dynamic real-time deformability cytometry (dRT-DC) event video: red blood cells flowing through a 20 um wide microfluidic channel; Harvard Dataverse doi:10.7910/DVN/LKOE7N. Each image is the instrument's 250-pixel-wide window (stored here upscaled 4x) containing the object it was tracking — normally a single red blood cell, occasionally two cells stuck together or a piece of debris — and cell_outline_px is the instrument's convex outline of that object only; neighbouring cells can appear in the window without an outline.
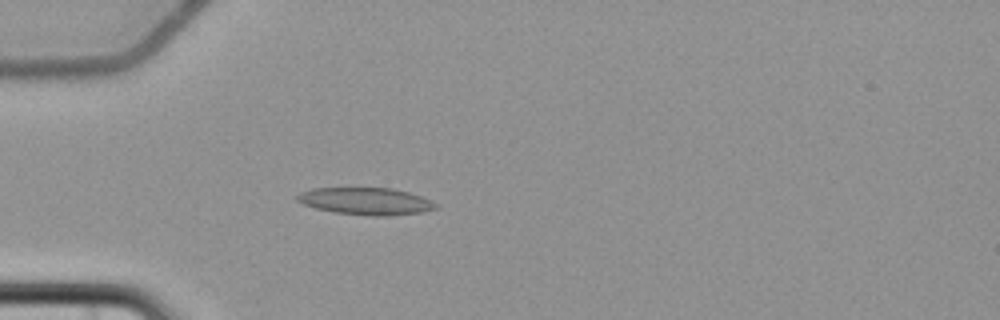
{"species": "common noctule bat (a hibernating species)", "species_latin": "Nyctalus noctula", "temperature_condition": "cold", "stored_images_in_passage": 3, "camera_frame_rate_fps": 3000, "um_per_image_px": 0.085, "animal": {"sex": "female", "body_mass_g": 22.7, "forearm_length_mm": 54.2}, "frame": {"image": 1, "passage_image": 3, "time_ms": 3.333, "image_size_px": [1000, 320], "cell_outline_px": [[440, 204], [436, 208], [424, 212], [388, 216], [372, 216], [336, 212], [316, 208], [304, 204], [296, 200], [296, 196], [300, 192], [312, 188], [392, 188], [408, 192], [420, 196]], "centroid_in_image_um": [31.12, 17.1], "position_along_channel_um": 53.9, "area_um2": 21.91}}